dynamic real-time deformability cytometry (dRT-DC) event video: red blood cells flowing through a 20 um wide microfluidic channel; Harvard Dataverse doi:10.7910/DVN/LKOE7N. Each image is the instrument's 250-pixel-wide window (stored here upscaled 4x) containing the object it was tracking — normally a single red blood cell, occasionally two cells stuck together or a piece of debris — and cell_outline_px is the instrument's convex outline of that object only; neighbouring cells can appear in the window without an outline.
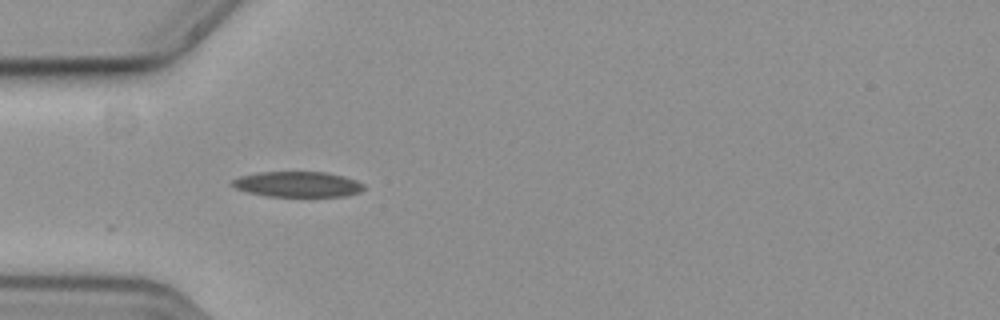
{"species": "common noctule bat (a hibernating species)", "species_latin": "Nyctalus noctula", "temperature_condition": "cold", "stored_images_in_passage": 40, "camera_frame_rate_fps": 3000, "um_per_image_px": 0.085, "animal": {"sex": "female", "body_mass_g": 19.3, "forearm_length_mm": 54.1}, "frame": {"image": 1, "passage_image": 1, "time_ms": 0.0, "image_size_px": [1000, 320], "cell_outline_px": [[364, 188], [360, 192], [348, 196], [264, 196], [248, 192], [236, 188], [232, 184], [232, 180], [240, 176], [260, 172], [324, 172], [344, 176], [356, 180], [364, 184]], "centroid_in_image_um": [25.33, 15.66], "position_along_channel_um": 59.7, "area_um2": 19.48}}
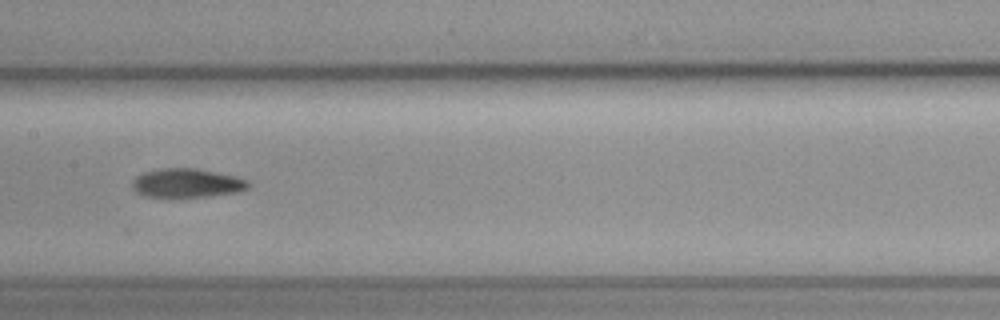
{"frame": {"image": 2, "passage_image": 12, "time_ms": 3.667, "image_size_px": [1000, 320], "cell_outline_px": [[248, 188], [236, 192], [208, 196], [172, 200], [144, 196], [136, 192], [132, 188], [132, 180], [136, 176], [144, 172], [160, 168], [196, 168], [232, 176], [248, 180]], "centroid_in_image_um": [15.78, 15.6], "position_along_channel_um": 191.6, "area_um2": 20.11}}
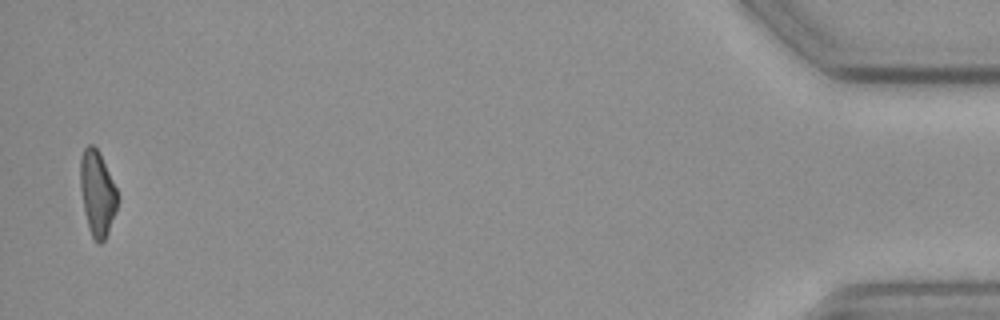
{"frame": {"image": 3, "passage_image": 39, "time_ms": 12.667, "image_size_px": [1000, 320], "cell_outline_px": [[120, 196], [116, 212], [108, 232], [104, 240], [100, 244], [96, 244], [88, 228], [84, 212], [80, 188], [80, 156], [84, 148], [88, 144], [92, 144], [100, 152]], "centroid_in_image_um": [8.28, 16.43], "position_along_channel_um": 426.9, "area_um2": 18.9}, "authors_computed_cell_mechanics": {"area_um2": 19.4208, "velocity_mm_per_s": 3.686, "shape_relaxation_time_tau1_ms": 4.6843, "shape_relaxation_time_tau2_ms": 6.3045, "deformation_change_tau1": 0.1549, "deformation_change_tau2": 0.1323}}